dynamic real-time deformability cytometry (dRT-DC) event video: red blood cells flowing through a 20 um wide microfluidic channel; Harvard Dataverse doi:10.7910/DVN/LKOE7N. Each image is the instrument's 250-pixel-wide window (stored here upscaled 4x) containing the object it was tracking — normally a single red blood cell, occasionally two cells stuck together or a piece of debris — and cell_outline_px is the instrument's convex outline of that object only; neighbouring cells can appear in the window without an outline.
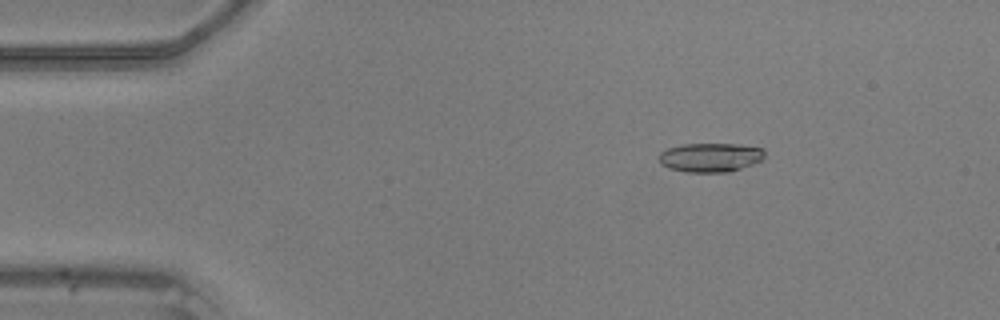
{"species": "common noctule bat (a hibernating species)", "species_latin": "Nyctalus noctula", "temperature_condition": "warm", "stored_images_in_passage": 12, "camera_frame_rate_fps": 3000, "um_per_image_px": 0.085, "animal": {"sex": "male", "body_mass_g": 20.5, "forearm_length_mm": 52.5}, "frame": {"image": 1, "passage_image": 2, "time_ms": 0.333, "image_size_px": [1000, 320], "cell_outline_px": [[764, 156], [760, 160], [752, 164], [728, 172], [684, 172], [668, 168], [660, 164], [660, 152], [668, 148], [684, 144], [740, 144], [764, 148]], "centroid_in_image_um": [60.37, 13.38], "position_along_channel_um": 24.6, "area_um2": 17.86}}
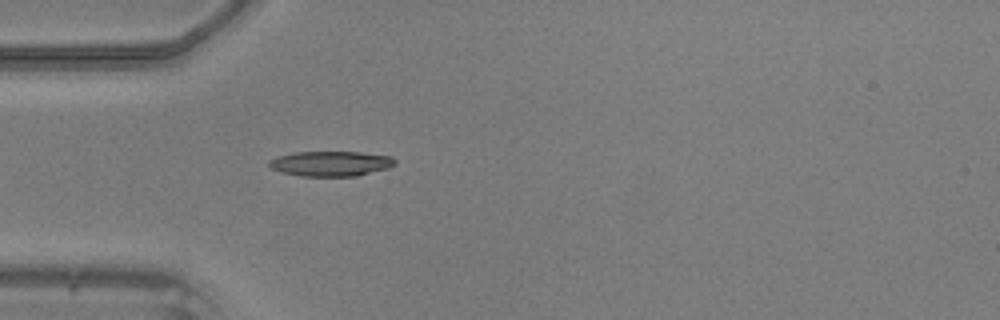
{"frame": {"image": 2, "passage_image": 9, "time_ms": 2.667, "image_size_px": [1000, 320], "cell_outline_px": [[396, 164], [388, 168], [356, 176], [300, 176], [284, 172], [272, 168], [268, 164], [268, 160], [280, 156], [296, 152], [360, 152], [392, 156], [396, 160]], "centroid_in_image_um": [28.16, 13.9], "position_along_channel_um": 56.8, "area_um2": 18.26}}
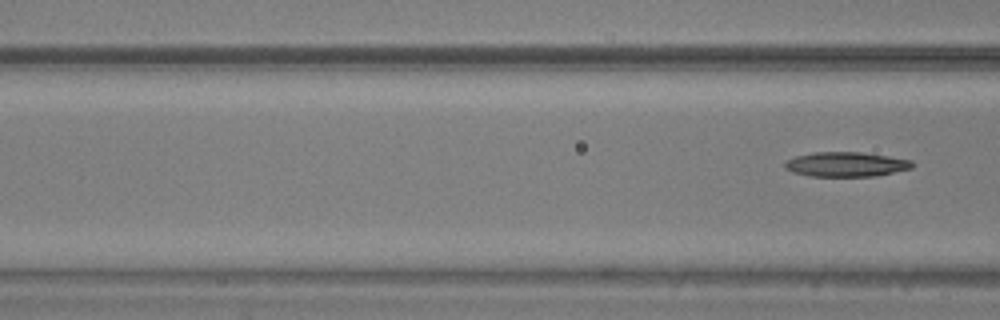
{"frame": {"image": 3, "passage_image": 12, "time_ms": 3.667, "image_size_px": [1000, 320], "cell_outline_px": [[912, 168], [876, 176], [808, 176], [784, 168], [784, 164], [788, 160], [796, 156], [812, 152], [860, 152], [888, 156], [912, 160]], "centroid_in_image_um": [71.92, 13.96], "position_along_channel_um": 94.7, "area_um2": 18.15}}